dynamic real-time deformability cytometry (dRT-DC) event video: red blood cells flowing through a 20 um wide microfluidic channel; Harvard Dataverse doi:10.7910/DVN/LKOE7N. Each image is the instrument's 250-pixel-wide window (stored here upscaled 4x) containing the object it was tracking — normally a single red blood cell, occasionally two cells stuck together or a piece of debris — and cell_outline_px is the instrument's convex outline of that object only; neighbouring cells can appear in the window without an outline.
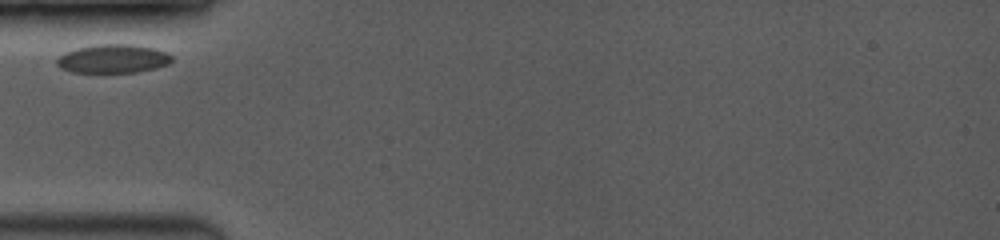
{"species": "common noctule bat (a hibernating species)", "species_latin": "Nyctalus noctula", "temperature_condition": "room temperature", "stored_images_in_passage": 18, "camera_frame_rate_fps": 3500, "um_per_image_px": 0.085, "animal": {"sex": "female", "body_mass_g": 19.0, "forearm_length_mm": 53.3}, "frame": {"image": 1, "passage_image": 1, "time_ms": 0.0, "image_size_px": [1000, 240], "cell_outline_px": [[172, 60], [168, 64], [156, 68], [136, 72], [100, 76], [72, 72], [60, 68], [56, 64], [56, 60], [64, 52], [76, 48], [96, 44], [132, 44], [152, 48], [164, 52], [172, 56]], "centroid_in_image_um": [9.53, 5.05], "position_along_channel_um": 75.5, "area_um2": 20.06}}
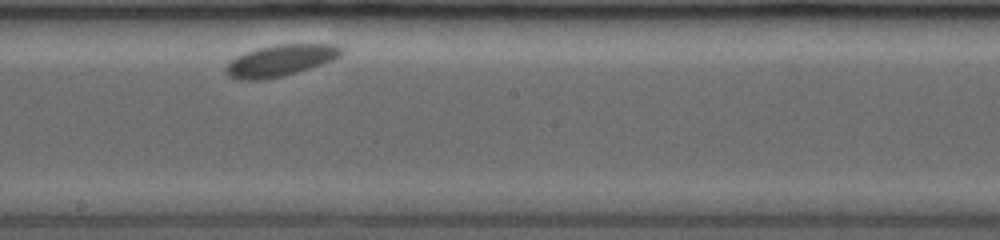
{"frame": {"image": 2, "passage_image": 8, "time_ms": 4.286, "image_size_px": [1000, 240], "cell_outline_px": [[344, 52], [340, 56], [332, 60], [296, 72], [264, 80], [236, 80], [228, 76], [224, 72], [224, 68], [236, 56], [244, 52], [276, 44], [336, 44], [344, 48]], "centroid_in_image_um": [23.81, 5.14], "position_along_channel_um": 224.4, "area_um2": 21.15}}
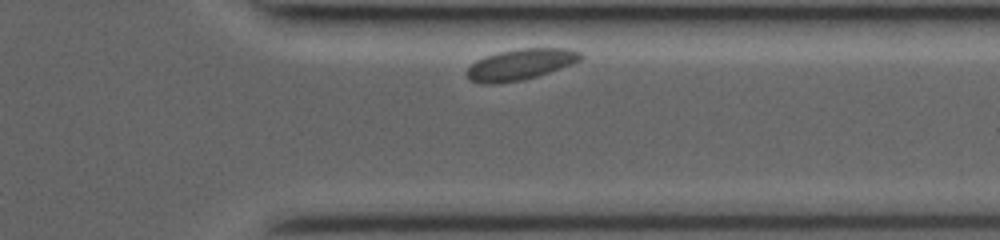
{"frame": {"image": 3, "passage_image": 16, "time_ms": 8.286, "image_size_px": [1000, 240], "cell_outline_px": [[584, 56], [580, 60], [572, 64], [536, 76], [520, 80], [496, 84], [480, 84], [468, 80], [464, 72], [476, 60], [484, 56], [500, 52], [520, 48], [568, 48], [584, 52]], "centroid_in_image_um": [44.22, 5.47], "position_along_channel_um": 367.2, "area_um2": 20.75}}